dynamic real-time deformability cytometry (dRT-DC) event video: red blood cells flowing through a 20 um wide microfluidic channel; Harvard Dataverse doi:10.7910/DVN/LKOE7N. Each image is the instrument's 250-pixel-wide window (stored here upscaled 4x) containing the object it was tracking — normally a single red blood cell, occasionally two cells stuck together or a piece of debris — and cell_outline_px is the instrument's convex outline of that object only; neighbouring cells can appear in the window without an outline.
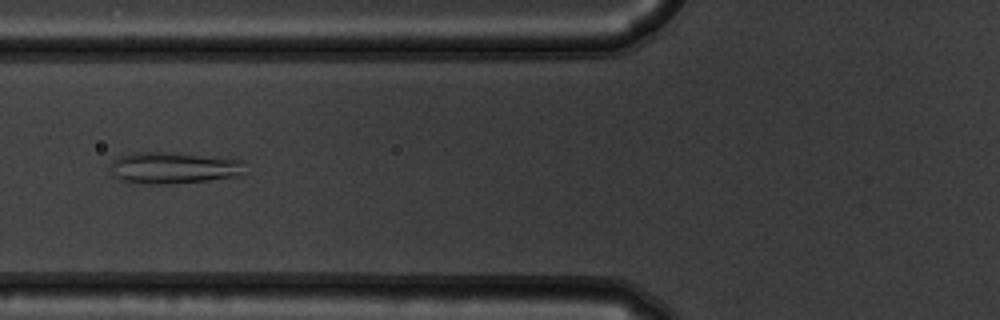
{"species": "common noctule bat (a hibernating species)", "species_latin": "Nyctalus noctula", "temperature_condition": "warm", "stored_images_in_passage": 47, "camera_frame_rate_fps": 3000, "um_per_image_px": 0.085, "animal": {"sex": "male", "body_mass_g": 19.5, "forearm_length_mm": 54.6}, "frame": {"image": 1, "passage_image": 14, "time_ms": 4.333, "image_size_px": [1000, 320], "cell_outline_px": [[244, 176], [208, 180], [168, 184], [148, 184], [124, 180], [108, 172], [108, 168], [112, 160], [120, 156], [132, 152], [160, 152], [228, 156], [244, 160]], "centroid_in_image_um": [14.83, 14.24], "position_along_channel_um": 111.0, "area_um2": 25.49}}
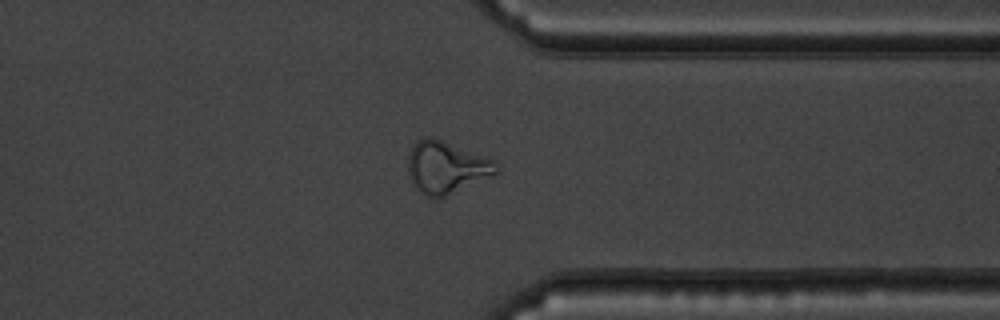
{"frame": {"image": 2, "passage_image": 35, "time_ms": 11.333, "image_size_px": [1000, 320], "cell_outline_px": [[496, 172], [444, 196], [428, 196], [420, 192], [412, 184], [408, 176], [408, 156], [416, 140], [424, 136], [428, 136], [488, 156], [496, 160]], "centroid_in_image_um": [37.87, 14.18], "position_along_channel_um": 373.5, "area_um2": 26.18}}
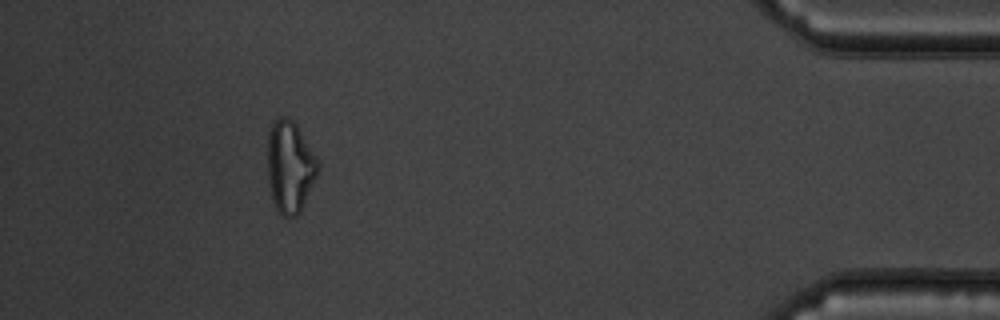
{"frame": {"image": 3, "passage_image": 42, "time_ms": 13.667, "image_size_px": [1000, 320], "cell_outline_px": [[320, 168], [300, 212], [296, 216], [284, 216], [276, 208], [272, 200], [268, 180], [268, 132], [272, 124], [280, 116], [288, 116], [296, 124], [320, 160]], "centroid_in_image_um": [24.66, 14.14], "position_along_channel_um": 410.5, "area_um2": 27.11}, "authors_computed_cell_mechanics": {"area_um2": 26.01, "velocity_mm_per_s": 3.78, "shape_relaxation_time_tau1_ms": null, "shape_relaxation_time_tau2_ms": 2.3733, "deformation_change_tau1": null, "deformation_change_tau2": 0.1086}}